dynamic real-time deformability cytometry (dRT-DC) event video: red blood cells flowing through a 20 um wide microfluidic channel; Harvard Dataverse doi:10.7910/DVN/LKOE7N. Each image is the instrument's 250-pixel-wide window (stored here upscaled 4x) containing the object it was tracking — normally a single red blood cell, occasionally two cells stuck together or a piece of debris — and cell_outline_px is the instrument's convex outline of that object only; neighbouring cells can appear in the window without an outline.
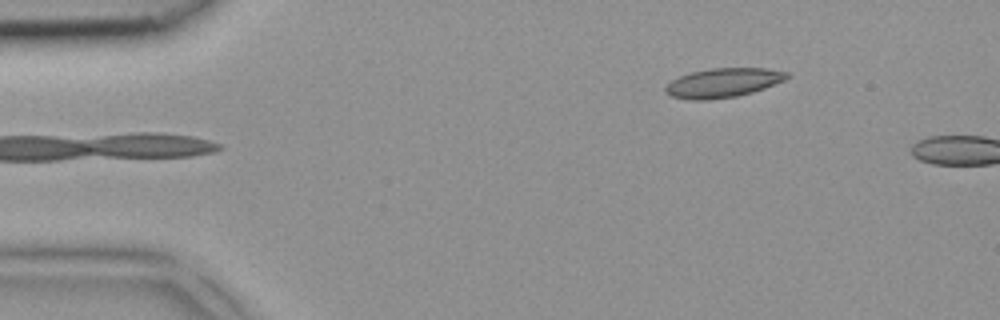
{"species": "common noctule bat (a hibernating species)", "species_latin": "Nyctalus noctula", "temperature_condition": "room temperature", "stored_images_in_passage": 4, "segment_of_instrument_passage": [2, 2], "camera_frame_rate_fps": 3000, "um_per_image_px": 0.085, "animal": {"sex": "female", "body_mass_g": 18.4}, "frame": {"image": 1, "passage_image": 4, "time_ms": 1.0, "image_size_px": [1000, 320], "cell_outline_px": [[792, 76], [784, 80], [764, 88], [752, 92], [736, 96], [704, 100], [688, 100], [672, 96], [664, 92], [664, 88], [672, 80], [680, 76], [692, 72], [712, 68], [768, 68], [788, 72]], "centroid_in_image_um": [61.47, 7.03], "position_along_channel_um": 23.5, "area_um2": 20.63}}